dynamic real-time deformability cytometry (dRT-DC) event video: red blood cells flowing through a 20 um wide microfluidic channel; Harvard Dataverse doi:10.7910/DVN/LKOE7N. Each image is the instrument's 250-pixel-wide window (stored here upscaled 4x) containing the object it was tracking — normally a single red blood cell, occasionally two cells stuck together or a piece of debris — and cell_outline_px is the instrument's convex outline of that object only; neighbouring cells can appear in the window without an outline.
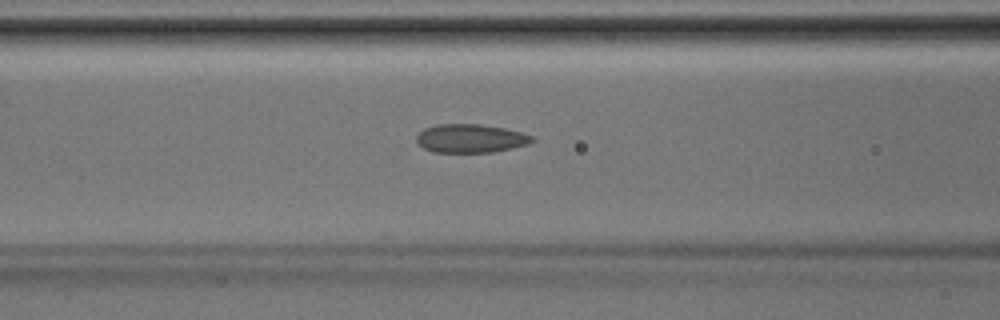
{"species": "Egyptian fruit bat (a non-hibernating species)", "species_latin": "Rousettus aegyptiacus", "temperature_condition": "room temperature", "stored_images_in_passage": 40, "camera_frame_rate_fps": 3000, "um_per_image_px": 0.085, "animal": {"sex": "male"}, "frame": {"image": 1, "passage_image": 16, "time_ms": 5.0, "image_size_px": [1000, 320], "cell_outline_px": [[536, 140], [528, 144], [512, 148], [492, 152], [432, 152], [424, 148], [416, 140], [416, 136], [424, 128], [436, 124], [480, 124], [504, 128], [520, 132], [532, 136]], "centroid_in_image_um": [39.99, 11.76], "position_along_channel_um": 126.6, "area_um2": 19.19}}
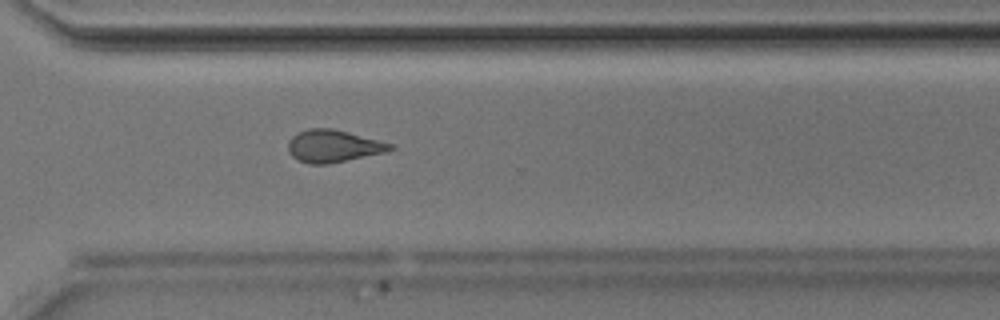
{"frame": {"image": 2, "passage_image": 29, "time_ms": 9.333, "image_size_px": [1000, 320], "cell_outline_px": [[396, 148], [388, 152], [328, 164], [308, 164], [296, 160], [288, 152], [288, 140], [296, 132], [308, 128], [332, 128], [348, 132], [392, 144]], "centroid_in_image_um": [28.3, 12.42], "position_along_channel_um": 342.3, "area_um2": 19.48}}
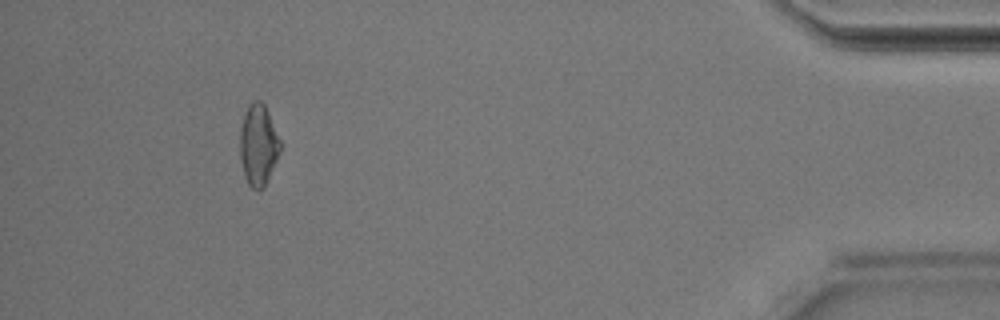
{"frame": {"image": 3, "passage_image": 37, "time_ms": 12.0, "image_size_px": [1000, 320], "cell_outline_px": [[280, 152], [264, 188], [260, 192], [252, 188], [248, 184], [244, 176], [240, 160], [240, 128], [248, 104], [256, 100], [260, 100], [264, 104], [268, 112], [280, 140]], "centroid_in_image_um": [21.94, 12.36], "position_along_channel_um": 413.3, "area_um2": 19.07}}